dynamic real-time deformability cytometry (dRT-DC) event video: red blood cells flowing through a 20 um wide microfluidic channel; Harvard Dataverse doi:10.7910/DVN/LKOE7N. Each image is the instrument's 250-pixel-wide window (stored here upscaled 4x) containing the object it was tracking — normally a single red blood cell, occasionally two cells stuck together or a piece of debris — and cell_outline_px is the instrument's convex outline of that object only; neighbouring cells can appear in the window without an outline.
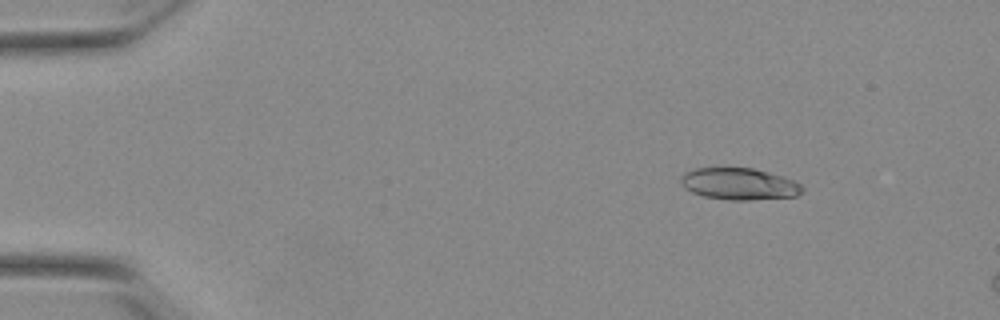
{"species": "Egyptian fruit bat (a non-hibernating species)", "species_latin": "Rousettus aegyptiacus", "temperature_condition": "warm", "stored_images_in_passage": 14, "camera_frame_rate_fps": 3000, "um_per_image_px": 0.085, "animal": {"sex": "female"}, "frame": {"image": 1, "passage_image": 7, "time_ms": 2.0, "image_size_px": [1000, 320], "cell_outline_px": [[804, 192], [796, 196], [752, 200], [728, 200], [704, 196], [692, 192], [680, 180], [680, 176], [684, 172], [696, 168], [752, 168], [796, 180], [804, 188]], "centroid_in_image_um": [62.87, 15.64], "position_along_channel_um": 22.1, "area_um2": 22.43}}